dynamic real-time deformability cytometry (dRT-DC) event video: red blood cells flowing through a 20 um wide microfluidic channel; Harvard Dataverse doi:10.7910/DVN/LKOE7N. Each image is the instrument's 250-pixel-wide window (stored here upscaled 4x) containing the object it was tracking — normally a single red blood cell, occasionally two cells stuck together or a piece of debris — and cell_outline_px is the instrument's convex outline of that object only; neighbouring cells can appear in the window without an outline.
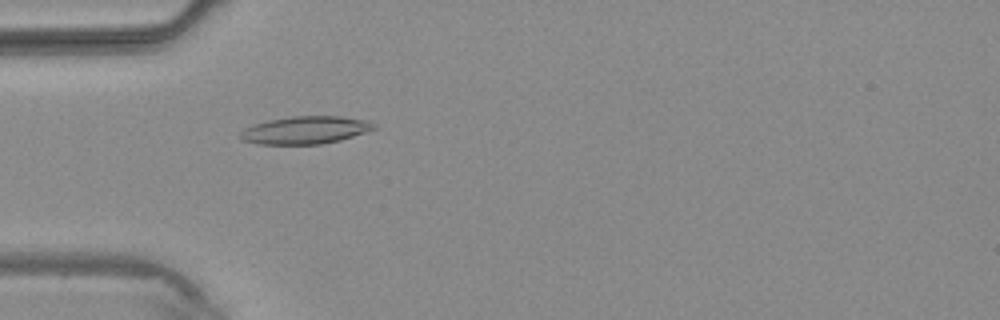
{"species": "common noctule bat (a hibernating species)", "species_latin": "Nyctalus noctula", "temperature_condition": "warm", "stored_images_in_passage": 1, "camera_frame_rate_fps": 3000, "um_per_image_px": 0.085, "animal": {"sex": "male", "body_mass_g": 20.4}, "frame": {"image": 1, "passage_image": 1, "time_ms": 0.0, "image_size_px": [1000, 320], "cell_outline_px": [[376, 128], [340, 140], [320, 144], [260, 144], [240, 140], [240, 132], [244, 128], [268, 120], [292, 116], [340, 116], [372, 120], [376, 124]], "centroid_in_image_um": [25.97, 11.05], "position_along_channel_um": 59.0, "area_um2": 21.56}}